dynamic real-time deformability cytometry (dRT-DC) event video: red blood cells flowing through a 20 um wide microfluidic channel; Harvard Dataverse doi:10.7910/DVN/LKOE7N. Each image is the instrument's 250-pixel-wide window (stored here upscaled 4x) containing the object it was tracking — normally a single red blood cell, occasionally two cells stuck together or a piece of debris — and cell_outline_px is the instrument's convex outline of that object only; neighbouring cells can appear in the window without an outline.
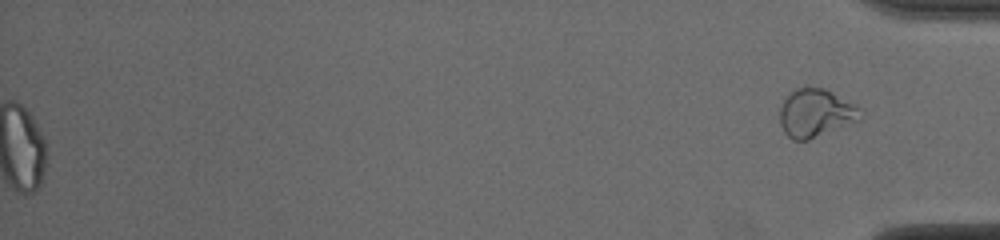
{"species": "common noctule bat (a hibernating species)", "species_latin": "Nyctalus noctula", "temperature_condition": "cold", "stored_images_in_passage": 52, "segment_of_instrument_passage": [2, 2], "camera_frame_rate_fps": 3000, "um_per_image_px": 0.085, "animal": {"sex": "male", "body_mass_g": 19.0, "forearm_length_mm": 50.8}, "frame": {"image": 1, "passage_image": 52, "time_ms": 17.0, "image_size_px": [1000, 240], "cell_outline_px": [[864, 108], [860, 120], [808, 140], [792, 140], [784, 132], [780, 124], [780, 108], [784, 100], [796, 88], [824, 88]], "centroid_in_image_um": [69.37, 9.62], "position_along_channel_um": 365.8, "area_um2": 22.6}}